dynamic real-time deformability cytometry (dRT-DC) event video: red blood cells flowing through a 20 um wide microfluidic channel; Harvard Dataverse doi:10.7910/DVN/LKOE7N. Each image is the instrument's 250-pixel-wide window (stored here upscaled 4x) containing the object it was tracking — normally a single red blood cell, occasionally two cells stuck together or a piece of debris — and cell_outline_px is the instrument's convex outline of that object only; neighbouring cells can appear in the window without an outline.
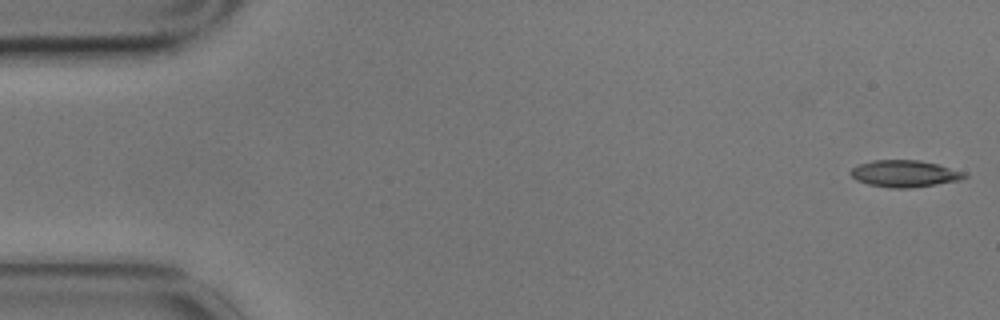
{"species": "common noctule bat (a hibernating species)", "species_latin": "Nyctalus noctula", "temperature_condition": "cold", "stored_images_in_passage": 4, "camera_frame_rate_fps": 3000, "um_per_image_px": 0.085, "animal": {"sex": "male", "body_mass_g": 17.9}, "frame": {"image": 1, "passage_image": 1, "time_ms": 0.0, "image_size_px": [1000, 320], "cell_outline_px": [[968, 176], [960, 180], [936, 184], [908, 188], [888, 188], [868, 184], [856, 180], [848, 172], [852, 168], [860, 164], [872, 160], [920, 160], [968, 172]], "centroid_in_image_um": [76.9, 14.76], "position_along_channel_um": 8.1, "area_um2": 17.86}}